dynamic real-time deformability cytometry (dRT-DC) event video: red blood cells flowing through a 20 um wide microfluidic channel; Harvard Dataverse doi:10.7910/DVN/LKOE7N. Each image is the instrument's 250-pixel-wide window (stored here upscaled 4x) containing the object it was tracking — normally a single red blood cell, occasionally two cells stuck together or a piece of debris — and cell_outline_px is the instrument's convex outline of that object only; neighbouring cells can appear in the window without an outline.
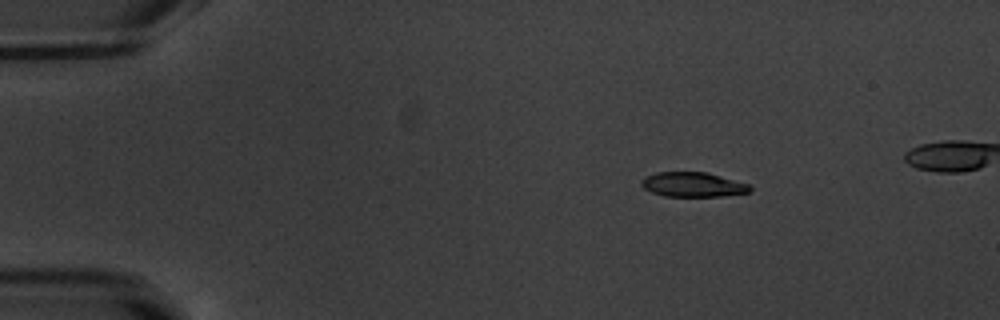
{"species": "common noctule bat (a hibernating species)", "species_latin": "Nyctalus noctula", "temperature_condition": "warm", "stored_images_in_passage": 43, "camera_frame_rate_fps": 3000, "um_per_image_px": 0.085, "animal": {"sex": "male", "body_mass_g": 20.1, "forearm_length_mm": 53.5}, "frame": {"image": 1, "passage_image": 1, "time_ms": 0.0, "image_size_px": [1000, 320], "cell_outline_px": [[752, 192], [720, 196], [664, 196], [652, 192], [644, 188], [640, 184], [640, 180], [644, 176], [656, 172], [708, 172], [748, 184], [752, 188]], "centroid_in_image_um": [58.87, 15.68], "position_along_channel_um": 26.1, "area_um2": 15.66}}
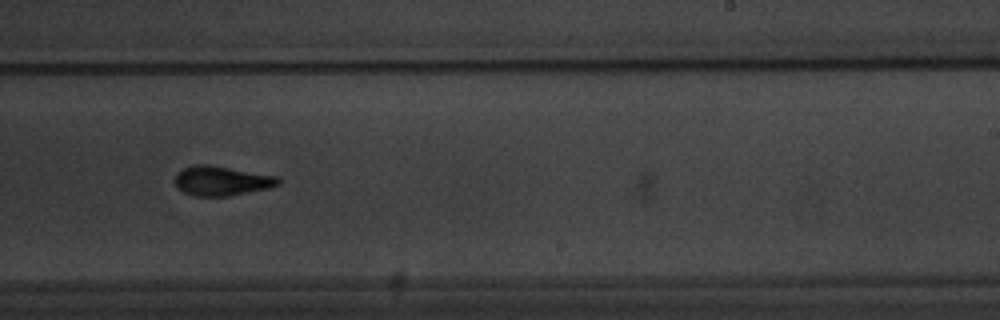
{"frame": {"image": 2, "passage_image": 26, "time_ms": 8.333, "image_size_px": [1000, 320], "cell_outline_px": [[280, 184], [268, 188], [228, 196], [196, 196], [184, 192], [176, 188], [176, 172], [192, 164], [208, 164], [280, 176]], "centroid_in_image_um": [18.84, 15.36], "position_along_channel_um": 270.2, "area_um2": 17.92}}
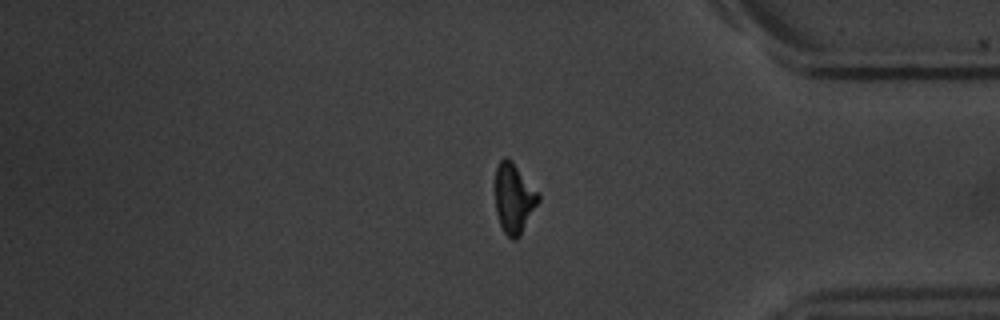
{"frame": {"image": 3, "passage_image": 37, "time_ms": 12.0, "image_size_px": [1000, 320], "cell_outline_px": [[540, 200], [520, 236], [516, 240], [512, 240], [504, 232], [500, 224], [496, 212], [496, 168], [500, 160], [504, 156], [508, 156], [512, 160], [540, 192]], "centroid_in_image_um": [43.71, 16.83], "position_along_channel_um": 391.5, "area_um2": 17.86}}